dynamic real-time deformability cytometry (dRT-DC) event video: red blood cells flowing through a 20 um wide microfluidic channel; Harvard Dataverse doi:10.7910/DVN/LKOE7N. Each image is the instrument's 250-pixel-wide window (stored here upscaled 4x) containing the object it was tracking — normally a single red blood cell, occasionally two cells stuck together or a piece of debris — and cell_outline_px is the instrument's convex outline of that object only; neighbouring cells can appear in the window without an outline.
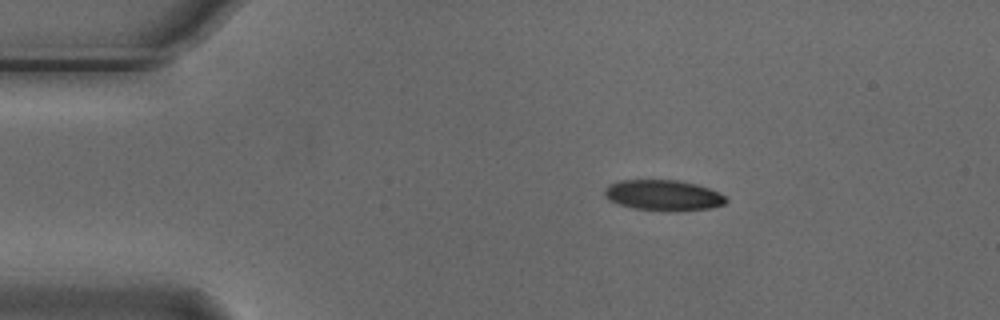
{"species": "Egyptian fruit bat (a non-hibernating species)", "species_latin": "Rousettus aegyptiacus", "temperature_condition": "cold", "stored_images_in_passage": 4, "camera_frame_rate_fps": 3000, "um_per_image_px": 0.085, "animal": {"sex": "male"}, "frame": {"image": 1, "passage_image": 2, "time_ms": 0.333, "image_size_px": [1000, 320], "cell_outline_px": [[728, 200], [724, 204], [712, 208], [676, 212], [668, 212], [632, 208], [608, 200], [604, 196], [604, 188], [608, 184], [620, 180], [680, 180], [696, 184], [720, 192]], "centroid_in_image_um": [56.38, 16.61], "position_along_channel_um": 28.6, "area_um2": 22.14}}
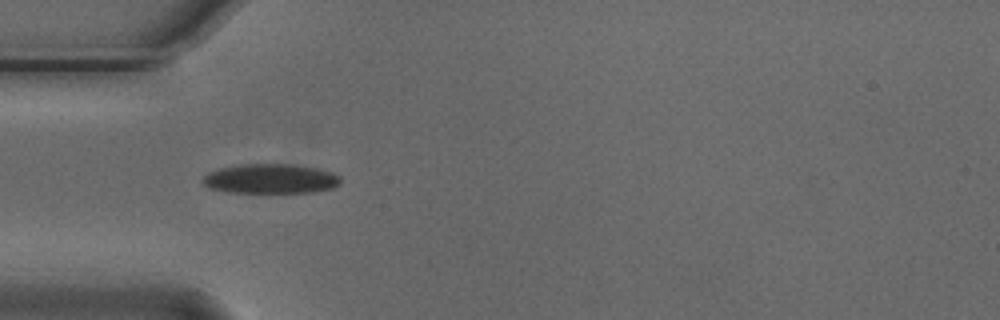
{"frame": {"image": 2, "passage_image": 4, "time_ms": 1.0, "image_size_px": [1000, 320], "cell_outline_px": [[340, 184], [332, 188], [312, 192], [224, 192], [208, 188], [200, 180], [208, 172], [220, 168], [236, 164], [292, 164], [316, 168], [332, 172], [340, 176]], "centroid_in_image_um": [22.95, 15.19], "position_along_channel_um": 62.0, "area_um2": 23.93}}